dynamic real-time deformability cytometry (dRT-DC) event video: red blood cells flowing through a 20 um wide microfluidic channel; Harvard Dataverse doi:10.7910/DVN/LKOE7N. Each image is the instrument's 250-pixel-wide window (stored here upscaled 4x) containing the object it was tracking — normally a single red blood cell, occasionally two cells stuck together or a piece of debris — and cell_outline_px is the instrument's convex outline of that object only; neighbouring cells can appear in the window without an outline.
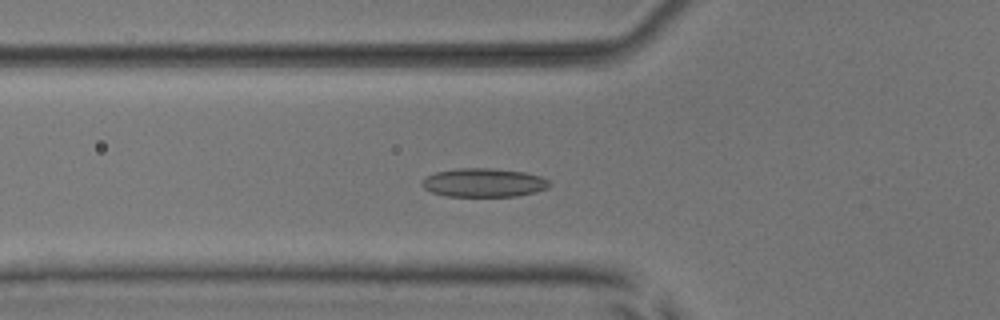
{"species": "common noctule bat (a hibernating species)", "species_latin": "Nyctalus noctula", "temperature_condition": "room temperature", "stored_images_in_passage": 45, "camera_frame_rate_fps": 3000, "um_per_image_px": 0.085, "animal": {"sex": "male", "body_mass_g": 17.9, "forearm_length_mm": 54.2}, "frame": {"image": 1, "passage_image": 11, "time_ms": 3.333, "image_size_px": [1000, 320], "cell_outline_px": [[552, 184], [548, 188], [536, 192], [516, 196], [448, 196], [432, 192], [424, 188], [420, 184], [420, 180], [424, 176], [436, 172], [456, 168], [492, 168], [524, 172], [540, 176], [548, 180]], "centroid_in_image_um": [41.09, 15.52], "position_along_channel_um": 84.7, "area_um2": 21.5}}
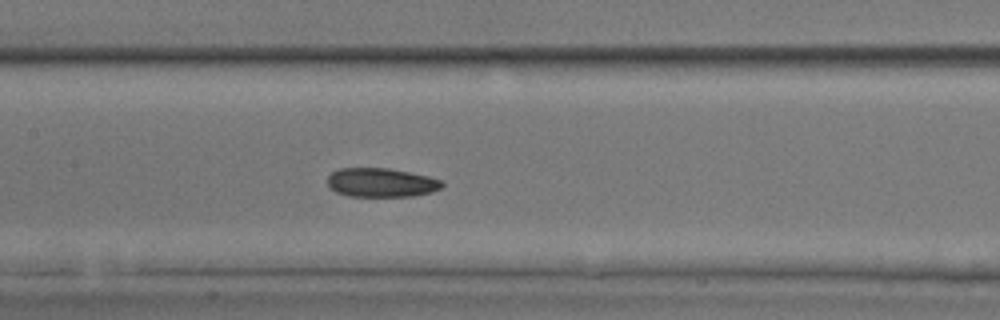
{"frame": {"image": 2, "passage_image": 18, "time_ms": 5.667, "image_size_px": [1000, 320], "cell_outline_px": [[444, 184], [440, 188], [432, 192], [412, 196], [348, 196], [336, 192], [328, 184], [328, 176], [332, 172], [340, 168], [388, 168], [428, 176], [444, 180]], "centroid_in_image_um": [32.42, 15.51], "position_along_channel_um": 175.0, "area_um2": 19.31}}
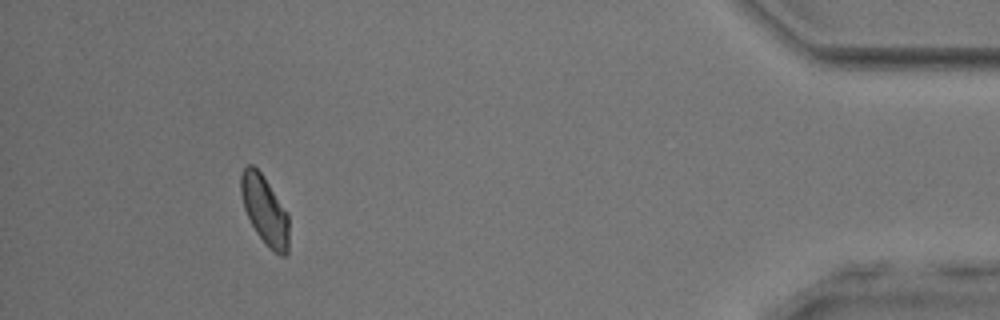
{"frame": {"image": 3, "passage_image": 41, "time_ms": 13.333, "image_size_px": [1000, 320], "cell_outline_px": [[288, 252], [284, 256], [280, 256], [268, 248], [256, 232], [244, 208], [240, 192], [240, 176], [244, 168], [248, 164], [252, 164], [264, 176], [288, 212]], "centroid_in_image_um": [22.51, 17.86], "position_along_channel_um": 412.7, "area_um2": 19.36}, "authors_computed_cell_mechanics": {"area_um2": 19.7676, "velocity_mm_per_s": 3.8704, "shape_relaxation_time_tau1_ms": 5.3856, "shape_relaxation_time_tau2_ms": 5.1123, "deformation_change_tau1": 0.1028, "deformation_change_tau2": 0.105}}